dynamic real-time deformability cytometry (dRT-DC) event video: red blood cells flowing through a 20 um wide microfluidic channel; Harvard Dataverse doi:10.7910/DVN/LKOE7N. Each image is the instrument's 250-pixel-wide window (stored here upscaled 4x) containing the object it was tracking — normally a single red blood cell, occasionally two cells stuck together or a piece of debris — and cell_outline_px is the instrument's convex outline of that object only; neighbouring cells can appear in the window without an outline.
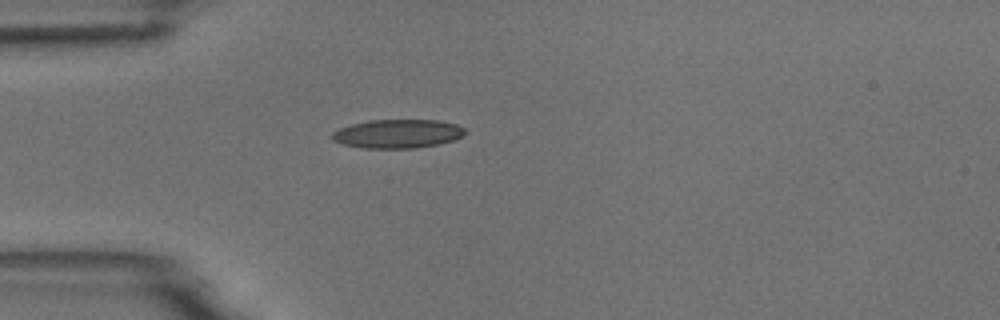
{"species": "common noctule bat (a hibernating species)", "species_latin": "Nyctalus noctula", "temperature_condition": "room temperature", "stored_images_in_passage": 3, "camera_frame_rate_fps": 3000, "um_per_image_px": 0.085, "animal": {"sex": "male", "body_mass_g": 18.8}, "frame": {"image": 1, "passage_image": 3, "time_ms": 2.333, "image_size_px": [1000, 320], "cell_outline_px": [[464, 132], [460, 136], [452, 140], [440, 144], [416, 148], [360, 148], [344, 144], [332, 140], [332, 132], [340, 128], [352, 124], [368, 120], [440, 120], [456, 124], [464, 128]], "centroid_in_image_um": [33.77, 11.37], "position_along_channel_um": 51.2, "area_um2": 22.2}}